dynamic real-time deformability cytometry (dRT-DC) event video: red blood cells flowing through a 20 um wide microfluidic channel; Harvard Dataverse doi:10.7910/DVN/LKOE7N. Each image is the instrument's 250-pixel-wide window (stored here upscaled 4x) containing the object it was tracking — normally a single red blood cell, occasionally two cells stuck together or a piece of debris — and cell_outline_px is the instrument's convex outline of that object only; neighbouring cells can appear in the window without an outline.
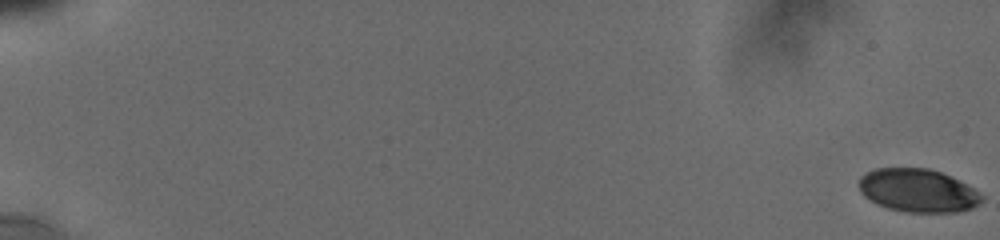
{"species": "human", "species_latin": "Homo sapiens", "temperature_condition": "cold", "stored_images_in_passage": 40, "camera_frame_rate_fps": 3000, "um_per_image_px": 0.085, "donor": {"sex": "male"}, "frame": {"image": 1, "passage_image": 1, "time_ms": 0.0, "image_size_px": [1000, 240], "cell_outline_px": [[984, 200], [980, 204], [972, 208], [960, 212], [908, 212], [888, 208], [864, 196], [860, 192], [860, 176], [876, 168], [928, 168], [940, 172], [980, 192], [984, 196]], "centroid_in_image_um": [78.05, 16.2], "position_along_channel_um": 7.0, "area_um2": 30.63}}
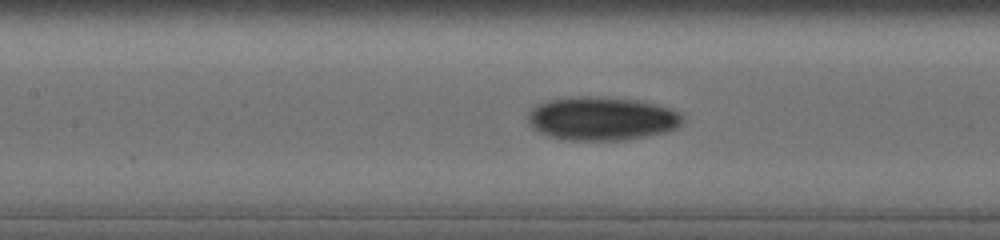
{"frame": {"image": 2, "passage_image": 24, "time_ms": 9.667, "image_size_px": [1000, 240], "cell_outline_px": [[684, 120], [676, 128], [668, 132], [648, 136], [624, 140], [564, 140], [548, 136], [532, 128], [528, 120], [528, 112], [536, 104], [552, 100], [580, 96], [588, 96], [636, 100], [668, 108], [680, 112]], "centroid_in_image_um": [51.14, 10.1], "position_along_channel_um": 156.3, "area_um2": 39.13}}
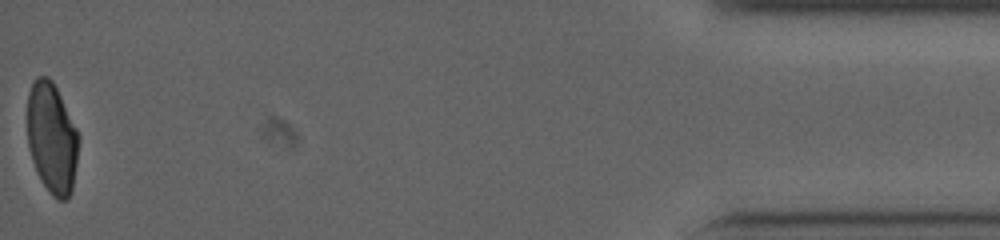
{"frame": {"image": 3, "passage_image": 40, "time_ms": 19.0, "image_size_px": [1000, 240], "cell_outline_px": [[80, 140], [72, 192], [68, 200], [60, 200], [52, 196], [40, 180], [36, 172], [32, 160], [28, 144], [28, 92], [32, 80], [36, 76], [48, 76], [52, 80], [80, 136]], "centroid_in_image_um": [4.41, 11.76], "position_along_channel_um": 430.8, "area_um2": 33.41}, "authors_computed_cell_mechanics": {"area_um2": 34.2465, "velocity_mm_per_s": 3.8092, "shape_relaxation_time_tau1_ms": 8.0359, "shape_relaxation_time_tau2_ms": 4.1821, "deformation_change_tau1": 0.1715, "deformation_change_tau2": 0.0755}}